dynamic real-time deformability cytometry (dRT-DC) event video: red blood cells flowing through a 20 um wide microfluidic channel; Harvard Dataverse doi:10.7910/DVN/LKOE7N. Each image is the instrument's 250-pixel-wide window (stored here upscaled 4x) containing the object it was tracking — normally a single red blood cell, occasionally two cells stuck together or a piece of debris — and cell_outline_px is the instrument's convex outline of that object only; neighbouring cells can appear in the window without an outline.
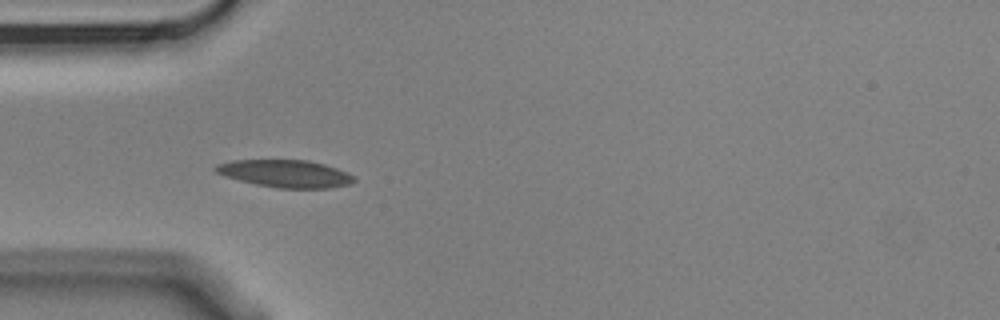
{"species": "Egyptian fruit bat (a non-hibernating species)", "species_latin": "Rousettus aegyptiacus", "temperature_condition": "cold", "stored_images_in_passage": 6, "camera_frame_rate_fps": 3000, "um_per_image_px": 0.085, "animal": {"sex": "male"}, "frame": {"image": 1, "passage_image": 5, "time_ms": 1.333, "image_size_px": [1000, 320], "cell_outline_px": [[356, 180], [352, 184], [328, 188], [276, 188], [256, 184], [224, 176], [216, 172], [212, 168], [216, 164], [232, 160], [308, 160], [324, 164], [348, 172], [356, 176]], "centroid_in_image_um": [24.28, 14.75], "position_along_channel_um": 60.7, "area_um2": 22.31}}
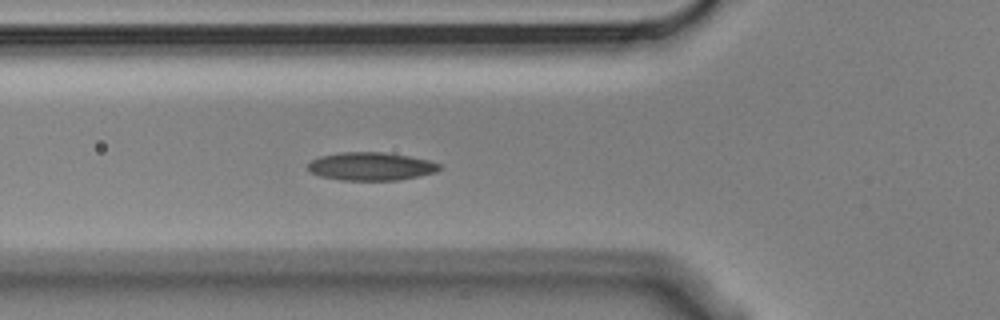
{"frame": {"image": 2, "passage_image": 6, "time_ms": 1.667, "image_size_px": [1000, 320], "cell_outline_px": [[440, 168], [436, 172], [396, 180], [340, 180], [320, 176], [312, 172], [308, 168], [308, 164], [312, 160], [320, 156], [340, 152], [384, 152], [408, 156], [428, 160], [440, 164]], "centroid_in_image_um": [31.51, 14.13], "position_along_channel_um": 94.3, "area_um2": 21.33}}